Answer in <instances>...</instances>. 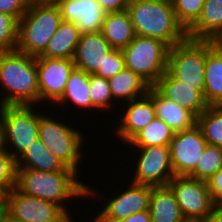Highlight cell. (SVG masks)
<instances>
[{"instance_id":"32","label":"cell","mask_w":222,"mask_h":222,"mask_svg":"<svg viewBox=\"0 0 222 222\" xmlns=\"http://www.w3.org/2000/svg\"><path fill=\"white\" fill-rule=\"evenodd\" d=\"M205 0H171L179 22L188 30L199 18Z\"/></svg>"},{"instance_id":"43","label":"cell","mask_w":222,"mask_h":222,"mask_svg":"<svg viewBox=\"0 0 222 222\" xmlns=\"http://www.w3.org/2000/svg\"><path fill=\"white\" fill-rule=\"evenodd\" d=\"M5 209H6V206H0V222L5 221V217H6Z\"/></svg>"},{"instance_id":"39","label":"cell","mask_w":222,"mask_h":222,"mask_svg":"<svg viewBox=\"0 0 222 222\" xmlns=\"http://www.w3.org/2000/svg\"><path fill=\"white\" fill-rule=\"evenodd\" d=\"M93 222H152L150 212L142 211L139 213H133L132 215L128 216L127 218L118 220V221H93Z\"/></svg>"},{"instance_id":"20","label":"cell","mask_w":222,"mask_h":222,"mask_svg":"<svg viewBox=\"0 0 222 222\" xmlns=\"http://www.w3.org/2000/svg\"><path fill=\"white\" fill-rule=\"evenodd\" d=\"M204 98L209 106H222V49L206 40Z\"/></svg>"},{"instance_id":"15","label":"cell","mask_w":222,"mask_h":222,"mask_svg":"<svg viewBox=\"0 0 222 222\" xmlns=\"http://www.w3.org/2000/svg\"><path fill=\"white\" fill-rule=\"evenodd\" d=\"M62 20L76 23L81 34L101 32L106 11L96 0H62Z\"/></svg>"},{"instance_id":"40","label":"cell","mask_w":222,"mask_h":222,"mask_svg":"<svg viewBox=\"0 0 222 222\" xmlns=\"http://www.w3.org/2000/svg\"><path fill=\"white\" fill-rule=\"evenodd\" d=\"M204 222H222V205H214L211 214Z\"/></svg>"},{"instance_id":"17","label":"cell","mask_w":222,"mask_h":222,"mask_svg":"<svg viewBox=\"0 0 222 222\" xmlns=\"http://www.w3.org/2000/svg\"><path fill=\"white\" fill-rule=\"evenodd\" d=\"M153 87L165 98L177 102L187 108L196 116H199L209 105L206 103L204 95L192 86L175 79L166 71Z\"/></svg>"},{"instance_id":"23","label":"cell","mask_w":222,"mask_h":222,"mask_svg":"<svg viewBox=\"0 0 222 222\" xmlns=\"http://www.w3.org/2000/svg\"><path fill=\"white\" fill-rule=\"evenodd\" d=\"M149 212L152 222H187L174 192L168 185L152 187Z\"/></svg>"},{"instance_id":"36","label":"cell","mask_w":222,"mask_h":222,"mask_svg":"<svg viewBox=\"0 0 222 222\" xmlns=\"http://www.w3.org/2000/svg\"><path fill=\"white\" fill-rule=\"evenodd\" d=\"M28 0H0V12L14 17L17 21L27 12Z\"/></svg>"},{"instance_id":"31","label":"cell","mask_w":222,"mask_h":222,"mask_svg":"<svg viewBox=\"0 0 222 222\" xmlns=\"http://www.w3.org/2000/svg\"><path fill=\"white\" fill-rule=\"evenodd\" d=\"M89 97L91 99L92 109L105 110L112 107L114 101L109 81L106 78L96 74H89Z\"/></svg>"},{"instance_id":"27","label":"cell","mask_w":222,"mask_h":222,"mask_svg":"<svg viewBox=\"0 0 222 222\" xmlns=\"http://www.w3.org/2000/svg\"><path fill=\"white\" fill-rule=\"evenodd\" d=\"M68 100V101H67ZM67 102H72L75 108H88L92 111L91 99L89 97V74L85 71L75 68L67 80L63 95L55 103L62 106Z\"/></svg>"},{"instance_id":"25","label":"cell","mask_w":222,"mask_h":222,"mask_svg":"<svg viewBox=\"0 0 222 222\" xmlns=\"http://www.w3.org/2000/svg\"><path fill=\"white\" fill-rule=\"evenodd\" d=\"M16 166L46 172L74 171L61 163L39 138L16 159Z\"/></svg>"},{"instance_id":"5","label":"cell","mask_w":222,"mask_h":222,"mask_svg":"<svg viewBox=\"0 0 222 222\" xmlns=\"http://www.w3.org/2000/svg\"><path fill=\"white\" fill-rule=\"evenodd\" d=\"M37 112L33 105L0 106V146L15 159L39 138Z\"/></svg>"},{"instance_id":"19","label":"cell","mask_w":222,"mask_h":222,"mask_svg":"<svg viewBox=\"0 0 222 222\" xmlns=\"http://www.w3.org/2000/svg\"><path fill=\"white\" fill-rule=\"evenodd\" d=\"M147 95L155 106L156 118L163 120L174 133L188 130L197 123V116L177 102L162 96L153 86H150Z\"/></svg>"},{"instance_id":"7","label":"cell","mask_w":222,"mask_h":222,"mask_svg":"<svg viewBox=\"0 0 222 222\" xmlns=\"http://www.w3.org/2000/svg\"><path fill=\"white\" fill-rule=\"evenodd\" d=\"M170 47L155 38L136 35L122 53L126 68L132 70L153 86L167 71Z\"/></svg>"},{"instance_id":"3","label":"cell","mask_w":222,"mask_h":222,"mask_svg":"<svg viewBox=\"0 0 222 222\" xmlns=\"http://www.w3.org/2000/svg\"><path fill=\"white\" fill-rule=\"evenodd\" d=\"M0 106L40 104L36 57L17 50L0 53Z\"/></svg>"},{"instance_id":"22","label":"cell","mask_w":222,"mask_h":222,"mask_svg":"<svg viewBox=\"0 0 222 222\" xmlns=\"http://www.w3.org/2000/svg\"><path fill=\"white\" fill-rule=\"evenodd\" d=\"M101 33L113 49H124L136 37L134 26L127 10L109 12L103 21Z\"/></svg>"},{"instance_id":"11","label":"cell","mask_w":222,"mask_h":222,"mask_svg":"<svg viewBox=\"0 0 222 222\" xmlns=\"http://www.w3.org/2000/svg\"><path fill=\"white\" fill-rule=\"evenodd\" d=\"M138 155L133 181L152 187L167 186L175 176L169 146L137 147Z\"/></svg>"},{"instance_id":"33","label":"cell","mask_w":222,"mask_h":222,"mask_svg":"<svg viewBox=\"0 0 222 222\" xmlns=\"http://www.w3.org/2000/svg\"><path fill=\"white\" fill-rule=\"evenodd\" d=\"M18 21L3 12H0V53L11 52L17 49Z\"/></svg>"},{"instance_id":"35","label":"cell","mask_w":222,"mask_h":222,"mask_svg":"<svg viewBox=\"0 0 222 222\" xmlns=\"http://www.w3.org/2000/svg\"><path fill=\"white\" fill-rule=\"evenodd\" d=\"M125 67V59L122 50L112 49L108 53L107 57H105L103 65L100 66L95 74L103 78L110 79L118 72L122 71Z\"/></svg>"},{"instance_id":"1","label":"cell","mask_w":222,"mask_h":222,"mask_svg":"<svg viewBox=\"0 0 222 222\" xmlns=\"http://www.w3.org/2000/svg\"><path fill=\"white\" fill-rule=\"evenodd\" d=\"M77 174L76 171L46 172L17 168L16 187L27 195L58 204L68 213L64 204L71 198H96V191L78 180Z\"/></svg>"},{"instance_id":"41","label":"cell","mask_w":222,"mask_h":222,"mask_svg":"<svg viewBox=\"0 0 222 222\" xmlns=\"http://www.w3.org/2000/svg\"><path fill=\"white\" fill-rule=\"evenodd\" d=\"M62 0H28L29 5L58 6Z\"/></svg>"},{"instance_id":"12","label":"cell","mask_w":222,"mask_h":222,"mask_svg":"<svg viewBox=\"0 0 222 222\" xmlns=\"http://www.w3.org/2000/svg\"><path fill=\"white\" fill-rule=\"evenodd\" d=\"M207 145L208 142L197 125L175 133L169 144L174 175L189 176L196 169Z\"/></svg>"},{"instance_id":"42","label":"cell","mask_w":222,"mask_h":222,"mask_svg":"<svg viewBox=\"0 0 222 222\" xmlns=\"http://www.w3.org/2000/svg\"><path fill=\"white\" fill-rule=\"evenodd\" d=\"M9 190L2 184H0V206H6L8 200Z\"/></svg>"},{"instance_id":"8","label":"cell","mask_w":222,"mask_h":222,"mask_svg":"<svg viewBox=\"0 0 222 222\" xmlns=\"http://www.w3.org/2000/svg\"><path fill=\"white\" fill-rule=\"evenodd\" d=\"M206 40L187 39L169 49L167 71L204 95Z\"/></svg>"},{"instance_id":"4","label":"cell","mask_w":222,"mask_h":222,"mask_svg":"<svg viewBox=\"0 0 222 222\" xmlns=\"http://www.w3.org/2000/svg\"><path fill=\"white\" fill-rule=\"evenodd\" d=\"M62 15L58 6L29 5L18 21L17 51L40 56L58 30Z\"/></svg>"},{"instance_id":"37","label":"cell","mask_w":222,"mask_h":222,"mask_svg":"<svg viewBox=\"0 0 222 222\" xmlns=\"http://www.w3.org/2000/svg\"><path fill=\"white\" fill-rule=\"evenodd\" d=\"M206 182L214 205H222V168Z\"/></svg>"},{"instance_id":"34","label":"cell","mask_w":222,"mask_h":222,"mask_svg":"<svg viewBox=\"0 0 222 222\" xmlns=\"http://www.w3.org/2000/svg\"><path fill=\"white\" fill-rule=\"evenodd\" d=\"M16 159L0 146V184L9 191L16 186Z\"/></svg>"},{"instance_id":"21","label":"cell","mask_w":222,"mask_h":222,"mask_svg":"<svg viewBox=\"0 0 222 222\" xmlns=\"http://www.w3.org/2000/svg\"><path fill=\"white\" fill-rule=\"evenodd\" d=\"M187 34L188 39L215 41L222 34V0H205L199 18Z\"/></svg>"},{"instance_id":"14","label":"cell","mask_w":222,"mask_h":222,"mask_svg":"<svg viewBox=\"0 0 222 222\" xmlns=\"http://www.w3.org/2000/svg\"><path fill=\"white\" fill-rule=\"evenodd\" d=\"M131 184V185H130ZM124 192L116 194L104 203L101 212L93 219L94 221H118L133 213L149 210V201L152 186L130 182Z\"/></svg>"},{"instance_id":"2","label":"cell","mask_w":222,"mask_h":222,"mask_svg":"<svg viewBox=\"0 0 222 222\" xmlns=\"http://www.w3.org/2000/svg\"><path fill=\"white\" fill-rule=\"evenodd\" d=\"M127 12L136 35L159 39L170 48L188 39L171 0H129Z\"/></svg>"},{"instance_id":"18","label":"cell","mask_w":222,"mask_h":222,"mask_svg":"<svg viewBox=\"0 0 222 222\" xmlns=\"http://www.w3.org/2000/svg\"><path fill=\"white\" fill-rule=\"evenodd\" d=\"M113 48L101 32L83 33L73 57L76 68L87 74H95Z\"/></svg>"},{"instance_id":"24","label":"cell","mask_w":222,"mask_h":222,"mask_svg":"<svg viewBox=\"0 0 222 222\" xmlns=\"http://www.w3.org/2000/svg\"><path fill=\"white\" fill-rule=\"evenodd\" d=\"M80 35L76 23L62 20L44 52L38 57L73 59Z\"/></svg>"},{"instance_id":"10","label":"cell","mask_w":222,"mask_h":222,"mask_svg":"<svg viewBox=\"0 0 222 222\" xmlns=\"http://www.w3.org/2000/svg\"><path fill=\"white\" fill-rule=\"evenodd\" d=\"M187 221L204 222L214 203L207 182L190 176H174L168 183Z\"/></svg>"},{"instance_id":"16","label":"cell","mask_w":222,"mask_h":222,"mask_svg":"<svg viewBox=\"0 0 222 222\" xmlns=\"http://www.w3.org/2000/svg\"><path fill=\"white\" fill-rule=\"evenodd\" d=\"M126 105L124 114L116 128L118 138L128 144L144 127L155 117V106L152 99L146 94L140 98L123 103Z\"/></svg>"},{"instance_id":"6","label":"cell","mask_w":222,"mask_h":222,"mask_svg":"<svg viewBox=\"0 0 222 222\" xmlns=\"http://www.w3.org/2000/svg\"><path fill=\"white\" fill-rule=\"evenodd\" d=\"M39 113V139L46 148L67 168L77 173L81 163L82 143H84L83 133L76 130L72 125H66L60 120L45 116Z\"/></svg>"},{"instance_id":"44","label":"cell","mask_w":222,"mask_h":222,"mask_svg":"<svg viewBox=\"0 0 222 222\" xmlns=\"http://www.w3.org/2000/svg\"><path fill=\"white\" fill-rule=\"evenodd\" d=\"M215 43L222 49V34L215 39Z\"/></svg>"},{"instance_id":"9","label":"cell","mask_w":222,"mask_h":222,"mask_svg":"<svg viewBox=\"0 0 222 222\" xmlns=\"http://www.w3.org/2000/svg\"><path fill=\"white\" fill-rule=\"evenodd\" d=\"M5 222H74L60 205L27 195L16 186L9 191Z\"/></svg>"},{"instance_id":"38","label":"cell","mask_w":222,"mask_h":222,"mask_svg":"<svg viewBox=\"0 0 222 222\" xmlns=\"http://www.w3.org/2000/svg\"><path fill=\"white\" fill-rule=\"evenodd\" d=\"M106 13L127 10L129 0H96Z\"/></svg>"},{"instance_id":"29","label":"cell","mask_w":222,"mask_h":222,"mask_svg":"<svg viewBox=\"0 0 222 222\" xmlns=\"http://www.w3.org/2000/svg\"><path fill=\"white\" fill-rule=\"evenodd\" d=\"M196 125L208 144L222 147V106H209L197 116Z\"/></svg>"},{"instance_id":"30","label":"cell","mask_w":222,"mask_h":222,"mask_svg":"<svg viewBox=\"0 0 222 222\" xmlns=\"http://www.w3.org/2000/svg\"><path fill=\"white\" fill-rule=\"evenodd\" d=\"M222 168V147L208 144L197 162L196 169L189 175L192 178L207 181Z\"/></svg>"},{"instance_id":"26","label":"cell","mask_w":222,"mask_h":222,"mask_svg":"<svg viewBox=\"0 0 222 222\" xmlns=\"http://www.w3.org/2000/svg\"><path fill=\"white\" fill-rule=\"evenodd\" d=\"M108 81L113 99H119L117 101L121 103L145 96L150 87L144 79L126 67Z\"/></svg>"},{"instance_id":"13","label":"cell","mask_w":222,"mask_h":222,"mask_svg":"<svg viewBox=\"0 0 222 222\" xmlns=\"http://www.w3.org/2000/svg\"><path fill=\"white\" fill-rule=\"evenodd\" d=\"M40 103H56L63 95L67 80L76 68L73 59L36 57Z\"/></svg>"},{"instance_id":"28","label":"cell","mask_w":222,"mask_h":222,"mask_svg":"<svg viewBox=\"0 0 222 222\" xmlns=\"http://www.w3.org/2000/svg\"><path fill=\"white\" fill-rule=\"evenodd\" d=\"M174 134V131L163 120L155 117L128 145H132L133 149L136 147L169 146Z\"/></svg>"}]
</instances>
